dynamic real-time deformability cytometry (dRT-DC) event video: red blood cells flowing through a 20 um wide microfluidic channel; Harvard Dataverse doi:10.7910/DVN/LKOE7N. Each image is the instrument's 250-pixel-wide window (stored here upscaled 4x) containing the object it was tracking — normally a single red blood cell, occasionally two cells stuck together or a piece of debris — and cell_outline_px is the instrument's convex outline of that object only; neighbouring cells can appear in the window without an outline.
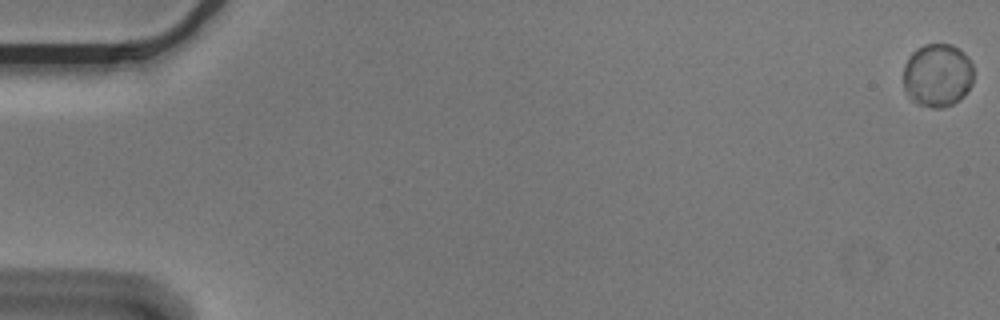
{"species": "Egyptian fruit bat (a non-hibernating species)", "species_latin": "Rousettus aegyptiacus", "temperature_condition": "cold", "stored_images_in_passage": 8, "camera_frame_rate_fps": 3000, "um_per_image_px": 0.085, "animal": {"sex": "male"}, "frame": {"image": 1, "passage_image": 1, "time_ms": 0.0, "image_size_px": [1000, 320], "cell_outline_px": [[972, 84], [964, 96], [960, 100], [952, 104], [940, 108], [932, 108], [916, 104], [912, 100], [904, 88], [904, 64], [908, 56], [916, 48], [924, 44], [952, 44], [964, 52], [968, 56], [972, 64]], "centroid_in_image_um": [79.68, 6.39], "position_along_channel_um": 5.3, "area_um2": 26.24}}
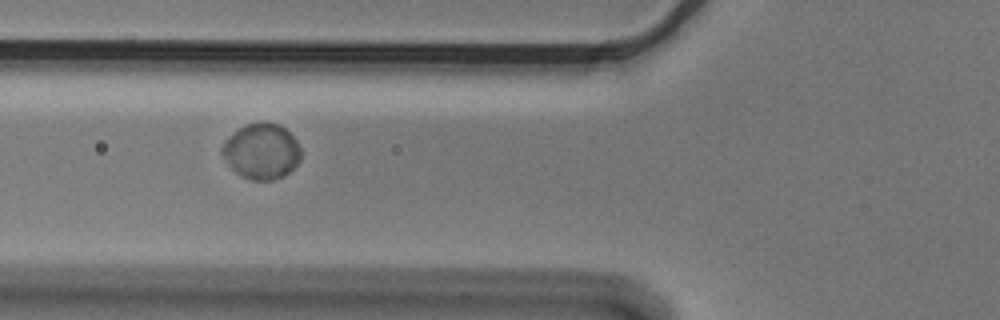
{"frame": {"image": 2, "passage_image": 7, "time_ms": 2.0, "image_size_px": [1000, 320], "cell_outline_px": [[300, 160], [284, 176], [272, 180], [252, 180], [236, 172], [228, 164], [220, 152], [220, 148], [244, 124], [280, 124], [296, 140], [300, 148]], "centroid_in_image_um": [22.24, 12.89], "position_along_channel_um": 103.6, "area_um2": 24.8}}
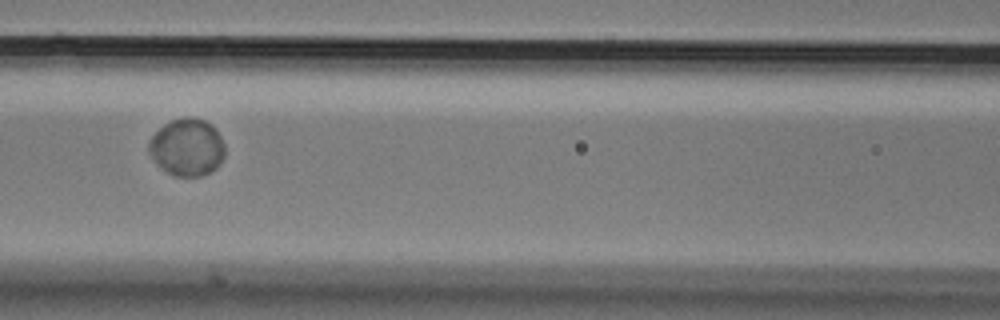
{"frame": {"image": 3, "passage_image": 8, "time_ms": 2.333, "image_size_px": [1000, 320], "cell_outline_px": [[224, 156], [220, 164], [216, 168], [200, 176], [172, 176], [160, 168], [156, 164], [148, 152], [148, 140], [164, 124], [172, 120], [204, 120], [212, 124], [216, 128], [224, 144]], "centroid_in_image_um": [15.88, 12.56], "position_along_channel_um": 150.7, "area_um2": 25.14}}